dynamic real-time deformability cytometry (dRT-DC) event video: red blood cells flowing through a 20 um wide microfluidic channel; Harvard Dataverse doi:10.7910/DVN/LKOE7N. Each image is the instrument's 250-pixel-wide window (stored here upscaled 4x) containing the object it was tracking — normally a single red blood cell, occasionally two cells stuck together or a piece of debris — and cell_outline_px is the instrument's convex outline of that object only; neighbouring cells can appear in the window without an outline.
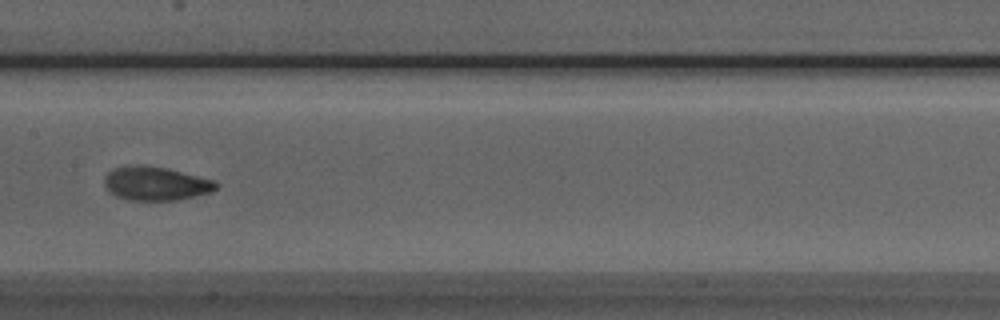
{"species": "Egyptian fruit bat (a non-hibernating species)", "species_latin": "Rousettus aegyptiacus", "temperature_condition": "room temperature", "stored_images_in_passage": 6, "camera_frame_rate_fps": 3000, "um_per_image_px": 0.085, "animal": {"sex": "male"}, "frame": {"image": 1, "passage_image": 6, "time_ms": 1.667, "image_size_px": [1000, 320], "cell_outline_px": [[220, 184], [212, 192], [176, 200], [128, 200], [116, 196], [108, 192], [104, 184], [104, 176], [108, 172], [116, 168], [168, 168], [216, 180]], "centroid_in_image_um": [13.3, 15.65], "position_along_channel_um": 194.1, "area_um2": 21.44}}